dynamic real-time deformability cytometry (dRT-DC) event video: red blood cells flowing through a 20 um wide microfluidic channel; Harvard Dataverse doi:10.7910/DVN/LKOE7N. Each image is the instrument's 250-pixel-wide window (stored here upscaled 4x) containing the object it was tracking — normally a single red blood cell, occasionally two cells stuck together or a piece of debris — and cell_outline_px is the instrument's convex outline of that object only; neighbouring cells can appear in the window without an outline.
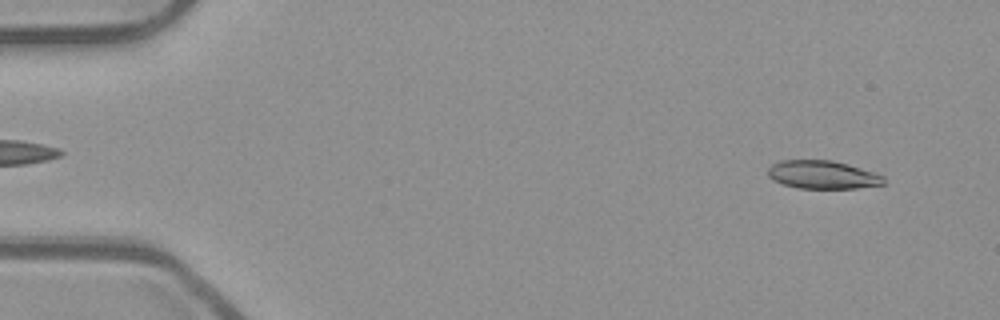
{"species": "common noctule bat (a hibernating species)", "species_latin": "Nyctalus noctula", "temperature_condition": "room temperature", "stored_images_in_passage": 53, "segment_of_instrument_passage": [1, 2], "camera_frame_rate_fps": 3000, "um_per_image_px": 0.085, "animal": {"sex": "male", "body_mass_g": 23.1, "forearm_length_mm": 52.7}, "frame": {"image": 1, "passage_image": 4, "time_ms": 1.0, "image_size_px": [1000, 320], "cell_outline_px": [[884, 184], [856, 188], [796, 188], [772, 180], [768, 176], [768, 168], [772, 164], [780, 160], [832, 160], [848, 164], [884, 176]], "centroid_in_image_um": [69.88, 14.85], "position_along_channel_um": 15.1, "area_um2": 18.96}}
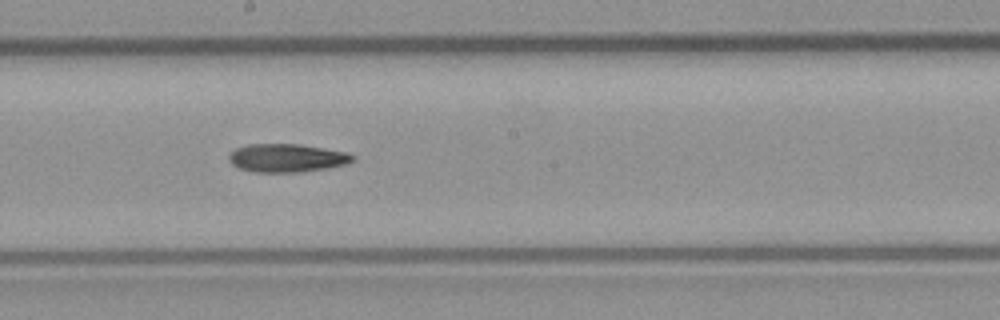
{"frame": {"image": 2, "passage_image": 29, "time_ms": 9.333, "image_size_px": [1000, 320], "cell_outline_px": [[356, 160], [344, 164], [328, 168], [300, 172], [252, 172], [240, 168], [232, 164], [228, 160], [228, 156], [236, 148], [248, 144], [300, 144], [348, 152], [356, 156]], "centroid_in_image_um": [24.41, 13.42], "position_along_channel_um": 223.8, "area_um2": 20.52}}
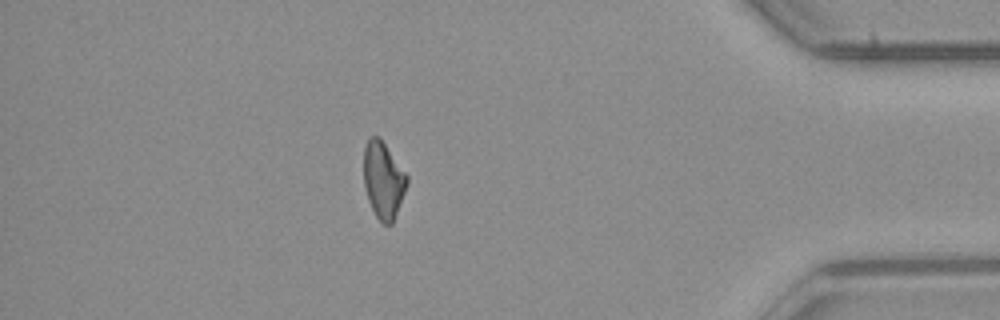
{"frame": {"image": 3, "passage_image": 46, "time_ms": 15.0, "image_size_px": [1000, 320], "cell_outline_px": [[408, 184], [392, 224], [384, 224], [376, 216], [368, 200], [364, 184], [364, 144], [368, 136], [380, 136], [408, 176]], "centroid_in_image_um": [32.58, 15.26], "position_along_channel_um": 402.6, "area_um2": 19.42}}